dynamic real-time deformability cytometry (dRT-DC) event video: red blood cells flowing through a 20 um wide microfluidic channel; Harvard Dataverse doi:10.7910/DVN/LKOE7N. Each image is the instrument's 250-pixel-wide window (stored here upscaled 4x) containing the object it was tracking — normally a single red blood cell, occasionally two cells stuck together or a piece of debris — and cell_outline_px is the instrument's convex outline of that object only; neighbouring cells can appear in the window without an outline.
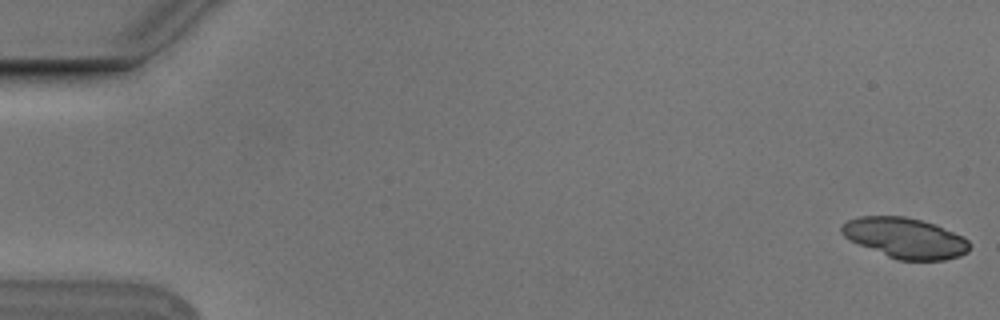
{"species": "Egyptian fruit bat (a non-hibernating species)", "species_latin": "Rousettus aegyptiacus", "temperature_condition": "cold", "stored_images_in_passage": 5, "camera_frame_rate_fps": 3000, "um_per_image_px": 0.085, "animal": {"sex": "male"}, "frame": {"image": 1, "passage_image": 1, "time_ms": 0.0, "image_size_px": [1000, 320], "cell_outline_px": [[972, 244], [968, 252], [960, 256], [944, 260], [896, 260], [848, 240], [840, 232], [840, 228], [848, 220], [860, 216], [904, 216], [936, 224], [964, 236]], "centroid_in_image_um": [76.96, 20.23], "position_along_channel_um": 8.0, "area_um2": 30.4}}